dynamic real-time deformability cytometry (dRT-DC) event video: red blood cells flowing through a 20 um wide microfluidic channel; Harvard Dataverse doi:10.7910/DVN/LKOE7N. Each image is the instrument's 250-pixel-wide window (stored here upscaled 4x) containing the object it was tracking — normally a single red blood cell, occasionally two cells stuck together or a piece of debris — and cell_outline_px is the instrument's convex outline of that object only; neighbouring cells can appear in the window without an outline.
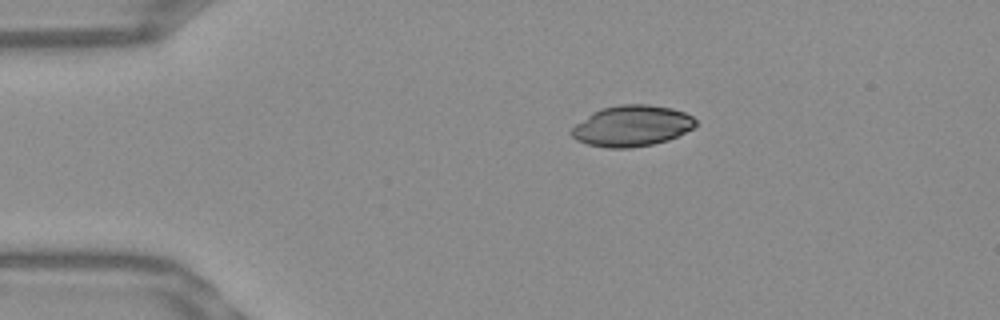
{"species": "Egyptian fruit bat (a non-hibernating species)", "species_latin": "Rousettus aegyptiacus", "temperature_condition": "warm", "stored_images_in_passage": 43, "camera_frame_rate_fps": 3000, "um_per_image_px": 0.085, "frame": {"image": 1, "passage_image": 1, "time_ms": 0.0, "image_size_px": [1000, 320], "cell_outline_px": [[696, 124], [692, 128], [668, 140], [652, 144], [632, 148], [608, 148], [588, 144], [576, 140], [568, 132], [576, 124], [592, 112], [604, 108], [620, 104], [648, 104], [672, 108], [684, 112], [692, 116], [696, 120]], "centroid_in_image_um": [53.69, 10.7], "position_along_channel_um": 31.3, "area_um2": 29.54}}
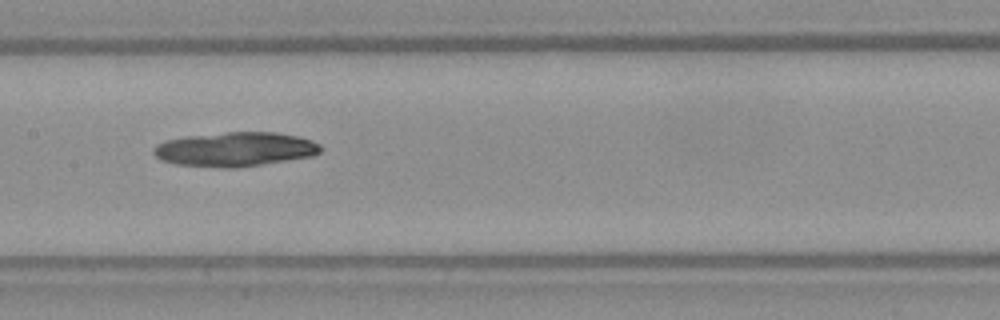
{"frame": {"image": 2, "passage_image": 17, "time_ms": 5.333, "image_size_px": [1000, 320], "cell_outline_px": [[320, 152], [312, 156], [260, 164], [232, 168], [228, 168], [176, 164], [160, 160], [152, 152], [152, 148], [156, 144], [168, 140], [188, 136], [224, 132], [276, 132], [300, 136], [312, 140], [320, 144]], "centroid_in_image_um": [19.97, 12.67], "position_along_channel_um": 187.4, "area_um2": 33.23}}
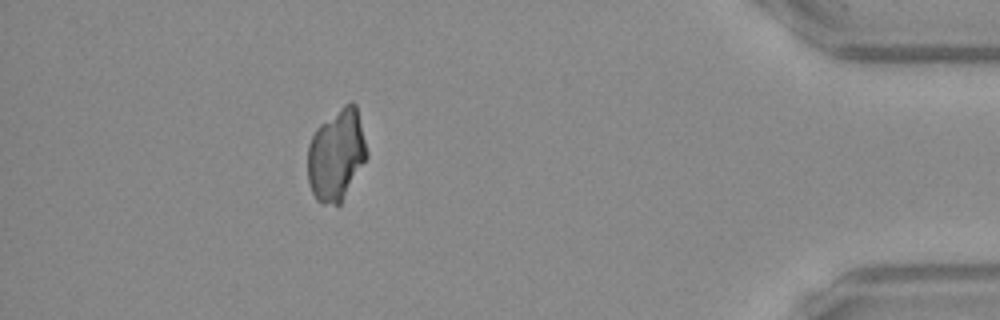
{"frame": {"image": 3, "passage_image": 38, "time_ms": 12.333, "image_size_px": [1000, 320], "cell_outline_px": [[368, 156], [340, 204], [320, 204], [316, 200], [312, 192], [308, 180], [308, 144], [316, 128], [320, 124], [344, 104], [352, 100], [356, 104], [368, 152]], "centroid_in_image_um": [28.59, 13.16], "position_along_channel_um": 406.6, "area_um2": 31.56}}